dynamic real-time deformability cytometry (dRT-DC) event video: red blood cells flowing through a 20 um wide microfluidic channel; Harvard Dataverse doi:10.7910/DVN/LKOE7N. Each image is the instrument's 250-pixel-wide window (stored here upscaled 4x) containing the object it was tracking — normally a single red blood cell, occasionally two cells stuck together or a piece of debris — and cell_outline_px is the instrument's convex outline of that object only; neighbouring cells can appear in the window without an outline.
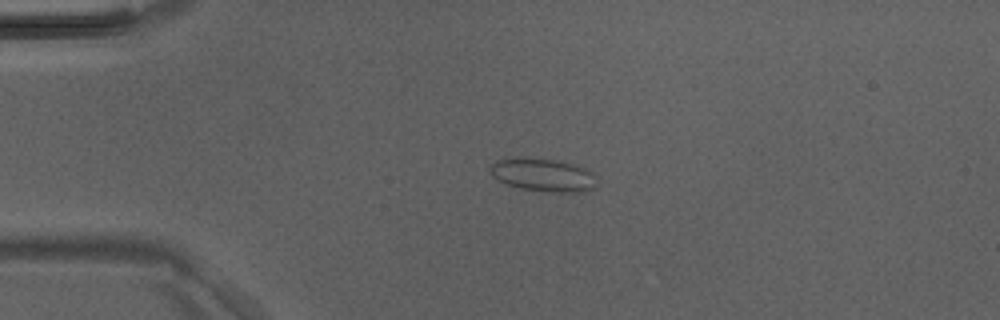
{"species": "Egyptian fruit bat (a non-hibernating species)", "species_latin": "Rousettus aegyptiacus", "temperature_condition": "room temperature", "stored_images_in_passage": 27, "camera_frame_rate_fps": 3000, "um_per_image_px": 0.085, "animal": {"sex": "male"}, "frame": {"image": 1, "passage_image": 1, "time_ms": 0.0, "image_size_px": [1000, 320], "cell_outline_px": [[592, 188], [588, 192], [552, 192], [520, 188], [504, 184], [492, 176], [488, 168], [496, 160], [516, 156], [524, 156], [556, 160], [588, 168]], "centroid_in_image_um": [46.02, 14.84], "position_along_channel_um": 39.0, "area_um2": 20.52}}
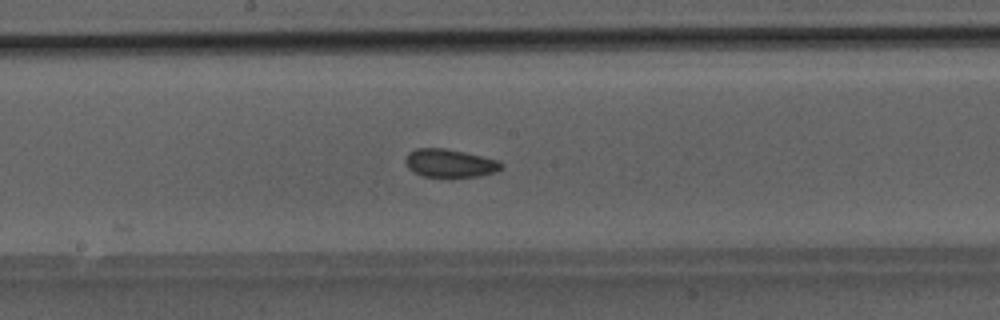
{"frame": {"image": 2, "passage_image": 15, "time_ms": 4.667, "image_size_px": [1000, 320], "cell_outline_px": [[504, 168], [496, 172], [480, 176], [424, 176], [408, 168], [404, 160], [408, 152], [416, 148], [444, 148], [464, 152], [496, 160], [504, 164]], "centroid_in_image_um": [38.24, 13.86], "position_along_channel_um": 210.0, "area_um2": 15.55}}
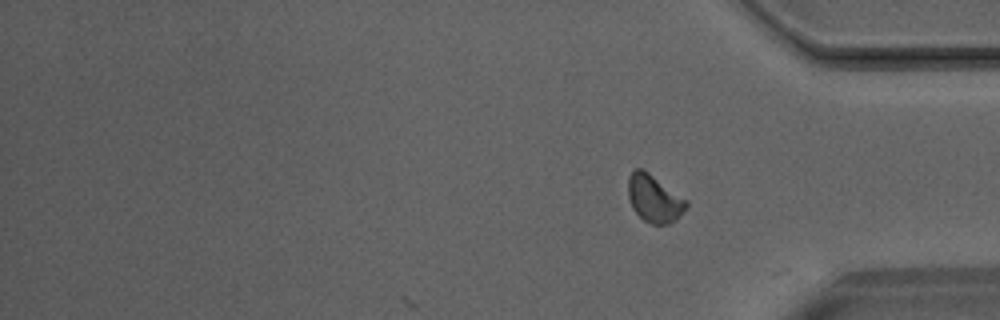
{"frame": {"image": 3, "passage_image": 27, "time_ms": 8.667, "image_size_px": [1000, 320], "cell_outline_px": [[688, 204], [676, 220], [668, 224], [652, 224], [644, 220], [632, 208], [628, 196], [628, 176], [636, 168], [644, 168], [688, 200]], "centroid_in_image_um": [55.6, 16.85], "position_along_channel_um": 379.6, "area_um2": 16.18}}